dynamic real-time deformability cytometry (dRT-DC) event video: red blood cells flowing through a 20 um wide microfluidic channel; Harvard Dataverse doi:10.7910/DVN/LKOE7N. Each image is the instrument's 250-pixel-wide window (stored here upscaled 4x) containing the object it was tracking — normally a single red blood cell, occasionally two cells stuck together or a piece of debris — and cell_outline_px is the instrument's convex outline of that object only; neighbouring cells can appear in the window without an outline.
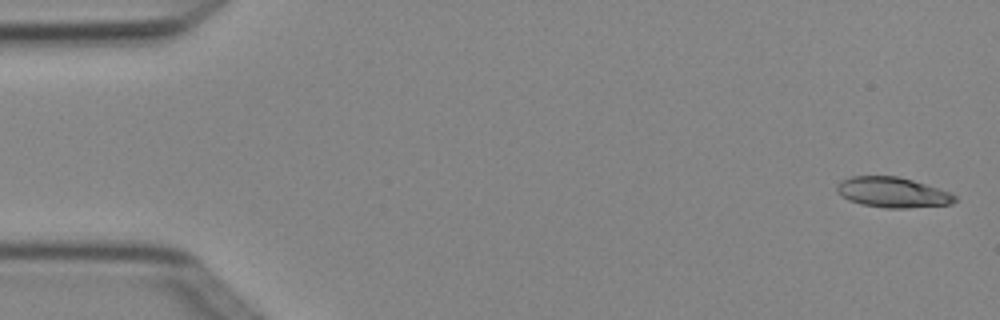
{"species": "Egyptian fruit bat (a non-hibernating species)", "species_latin": "Rousettus aegyptiacus", "temperature_condition": "cold", "stored_images_in_passage": 5, "camera_frame_rate_fps": 3000, "um_per_image_px": 0.085, "animal": {"sex": "female"}, "frame": {"image": 1, "passage_image": 1, "time_ms": 0.0, "image_size_px": [1000, 320], "cell_outline_px": [[956, 200], [952, 204], [908, 208], [884, 208], [860, 204], [848, 200], [840, 196], [836, 192], [836, 184], [852, 176], [896, 176], [912, 180], [952, 192], [956, 196]], "centroid_in_image_um": [75.86, 16.36], "position_along_channel_um": 9.1, "area_um2": 20.98}}
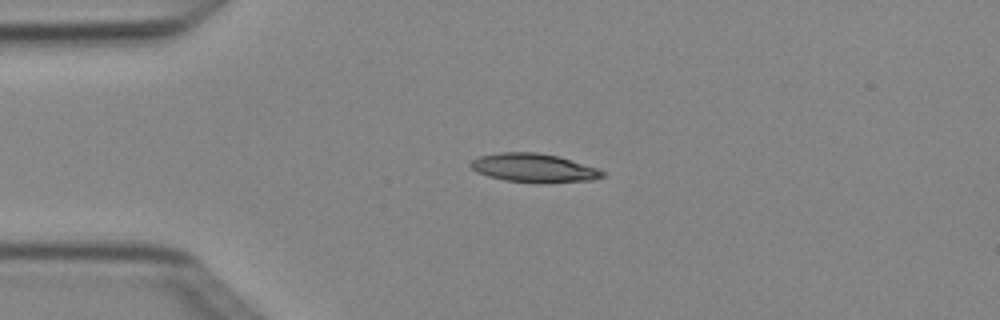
{"frame": {"image": 2, "passage_image": 4, "time_ms": 1.0, "image_size_px": [1000, 320], "cell_outline_px": [[604, 176], [592, 180], [504, 180], [488, 176], [476, 172], [468, 164], [472, 160], [480, 156], [500, 152], [536, 152], [560, 156], [596, 168], [604, 172]], "centroid_in_image_um": [45.3, 14.21], "position_along_channel_um": 39.7, "area_um2": 20.98}}